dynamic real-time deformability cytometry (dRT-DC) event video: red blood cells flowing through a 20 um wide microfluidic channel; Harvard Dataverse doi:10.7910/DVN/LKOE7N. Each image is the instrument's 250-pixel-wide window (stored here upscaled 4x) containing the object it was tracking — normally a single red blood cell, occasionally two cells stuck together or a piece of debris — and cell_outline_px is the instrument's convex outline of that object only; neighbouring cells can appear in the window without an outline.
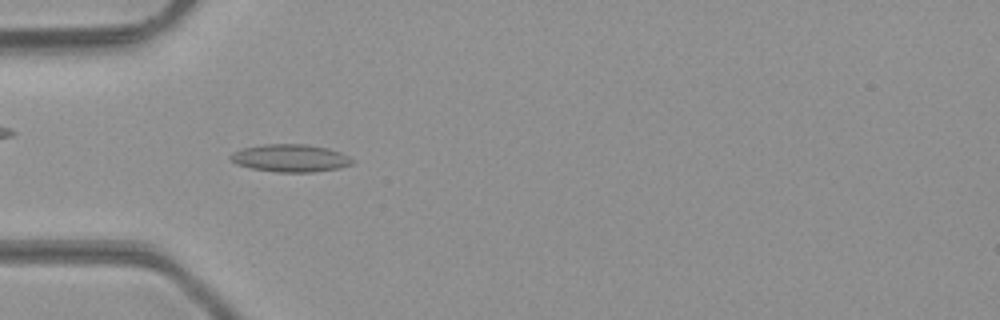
{"species": "common noctule bat (a hibernating species)", "species_latin": "Nyctalus noctula", "temperature_condition": "room temperature", "stored_images_in_passage": 38, "camera_frame_rate_fps": 3000, "um_per_image_px": 0.085, "animal": {"sex": "male", "body_mass_g": 23.1, "forearm_length_mm": 52.7}, "frame": {"image": 1, "passage_image": 5, "time_ms": 1.333, "image_size_px": [1000, 320], "cell_outline_px": [[356, 160], [352, 164], [340, 168], [312, 172], [276, 172], [252, 168], [236, 164], [228, 156], [232, 152], [244, 148], [264, 144], [304, 144], [328, 148], [340, 152]], "centroid_in_image_um": [24.7, 13.44], "position_along_channel_um": 60.3, "area_um2": 19.59}}
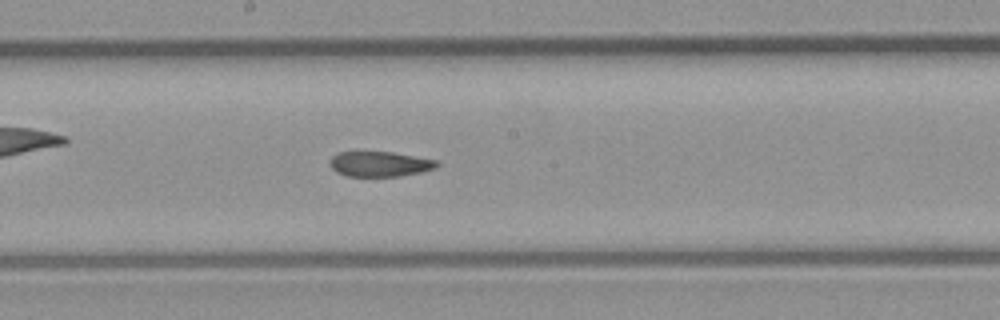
{"frame": {"image": 2, "passage_image": 16, "time_ms": 5.0, "image_size_px": [1000, 320], "cell_outline_px": [[440, 164], [436, 168], [420, 172], [400, 176], [348, 176], [336, 172], [332, 168], [328, 160], [336, 152], [392, 152], [436, 160]], "centroid_in_image_um": [32.26, 13.94], "position_along_channel_um": 215.9, "area_um2": 15.66}}
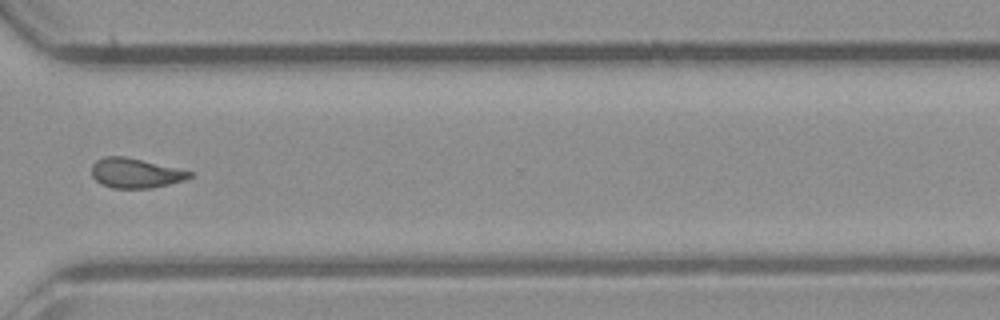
{"frame": {"image": 3, "passage_image": 26, "time_ms": 8.333, "image_size_px": [1000, 320], "cell_outline_px": [[192, 176], [184, 180], [152, 188], [112, 188], [100, 184], [92, 176], [92, 164], [96, 160], [104, 156], [124, 156], [192, 172]], "centroid_in_image_um": [11.45, 14.72], "position_along_channel_um": 359.1, "area_um2": 16.76}, "authors_computed_cell_mechanics": {"area_um2": 17.1088, "velocity_mm_per_s": 4.3029, "shape_relaxation_time_tau1_ms": null, "shape_relaxation_time_tau2_ms": 3.2138, "deformation_change_tau1": null, "deformation_change_tau2": 0.1001}}